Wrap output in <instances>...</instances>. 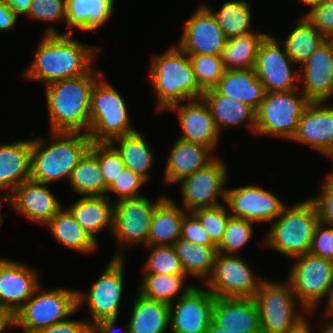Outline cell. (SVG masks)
Returning a JSON list of instances; mask_svg holds the SVG:
<instances>
[{"mask_svg": "<svg viewBox=\"0 0 333 333\" xmlns=\"http://www.w3.org/2000/svg\"><path fill=\"white\" fill-rule=\"evenodd\" d=\"M224 203L232 217L255 223L276 220L286 206L274 193L252 184L227 189Z\"/></svg>", "mask_w": 333, "mask_h": 333, "instance_id": "2e32d148", "label": "cell"}, {"mask_svg": "<svg viewBox=\"0 0 333 333\" xmlns=\"http://www.w3.org/2000/svg\"><path fill=\"white\" fill-rule=\"evenodd\" d=\"M215 296L206 287H191L170 304L172 333H205L212 321Z\"/></svg>", "mask_w": 333, "mask_h": 333, "instance_id": "ac0fdd59", "label": "cell"}, {"mask_svg": "<svg viewBox=\"0 0 333 333\" xmlns=\"http://www.w3.org/2000/svg\"><path fill=\"white\" fill-rule=\"evenodd\" d=\"M31 139L0 144V191L12 192L30 179Z\"/></svg>", "mask_w": 333, "mask_h": 333, "instance_id": "f1b7e54d", "label": "cell"}, {"mask_svg": "<svg viewBox=\"0 0 333 333\" xmlns=\"http://www.w3.org/2000/svg\"><path fill=\"white\" fill-rule=\"evenodd\" d=\"M18 16H28L32 0H3Z\"/></svg>", "mask_w": 333, "mask_h": 333, "instance_id": "9f6ffc18", "label": "cell"}, {"mask_svg": "<svg viewBox=\"0 0 333 333\" xmlns=\"http://www.w3.org/2000/svg\"><path fill=\"white\" fill-rule=\"evenodd\" d=\"M186 278V275L144 273L138 292L146 298L171 304L194 286L184 285Z\"/></svg>", "mask_w": 333, "mask_h": 333, "instance_id": "74e56055", "label": "cell"}, {"mask_svg": "<svg viewBox=\"0 0 333 333\" xmlns=\"http://www.w3.org/2000/svg\"><path fill=\"white\" fill-rule=\"evenodd\" d=\"M305 13L308 21L326 38L333 35V0H319Z\"/></svg>", "mask_w": 333, "mask_h": 333, "instance_id": "c3c4849f", "label": "cell"}, {"mask_svg": "<svg viewBox=\"0 0 333 333\" xmlns=\"http://www.w3.org/2000/svg\"><path fill=\"white\" fill-rule=\"evenodd\" d=\"M212 321L232 332L261 333L260 312L255 298L215 297Z\"/></svg>", "mask_w": 333, "mask_h": 333, "instance_id": "cb8c5ba5", "label": "cell"}, {"mask_svg": "<svg viewBox=\"0 0 333 333\" xmlns=\"http://www.w3.org/2000/svg\"><path fill=\"white\" fill-rule=\"evenodd\" d=\"M15 327V315L8 309L0 305V333H5L7 328Z\"/></svg>", "mask_w": 333, "mask_h": 333, "instance_id": "6f0895ef", "label": "cell"}, {"mask_svg": "<svg viewBox=\"0 0 333 333\" xmlns=\"http://www.w3.org/2000/svg\"><path fill=\"white\" fill-rule=\"evenodd\" d=\"M204 5L212 12L227 39L255 32L251 27L252 7L247 1H225L216 12Z\"/></svg>", "mask_w": 333, "mask_h": 333, "instance_id": "ab89813d", "label": "cell"}, {"mask_svg": "<svg viewBox=\"0 0 333 333\" xmlns=\"http://www.w3.org/2000/svg\"><path fill=\"white\" fill-rule=\"evenodd\" d=\"M279 43L268 34L258 50L254 70L265 92L291 91L300 87L299 71L293 69L295 63Z\"/></svg>", "mask_w": 333, "mask_h": 333, "instance_id": "9a60e30c", "label": "cell"}, {"mask_svg": "<svg viewBox=\"0 0 333 333\" xmlns=\"http://www.w3.org/2000/svg\"><path fill=\"white\" fill-rule=\"evenodd\" d=\"M310 102L291 141L303 143L333 161V105Z\"/></svg>", "mask_w": 333, "mask_h": 333, "instance_id": "d6986e66", "label": "cell"}, {"mask_svg": "<svg viewBox=\"0 0 333 333\" xmlns=\"http://www.w3.org/2000/svg\"><path fill=\"white\" fill-rule=\"evenodd\" d=\"M17 19L18 16L11 8L3 0H0V31L10 30L15 26Z\"/></svg>", "mask_w": 333, "mask_h": 333, "instance_id": "db71d44e", "label": "cell"}, {"mask_svg": "<svg viewBox=\"0 0 333 333\" xmlns=\"http://www.w3.org/2000/svg\"><path fill=\"white\" fill-rule=\"evenodd\" d=\"M186 276L207 281L212 274L217 246L198 245L179 239L174 244Z\"/></svg>", "mask_w": 333, "mask_h": 333, "instance_id": "8d00e7d4", "label": "cell"}, {"mask_svg": "<svg viewBox=\"0 0 333 333\" xmlns=\"http://www.w3.org/2000/svg\"><path fill=\"white\" fill-rule=\"evenodd\" d=\"M294 333H312L310 323L307 322L302 328H300Z\"/></svg>", "mask_w": 333, "mask_h": 333, "instance_id": "6125c7cd", "label": "cell"}, {"mask_svg": "<svg viewBox=\"0 0 333 333\" xmlns=\"http://www.w3.org/2000/svg\"><path fill=\"white\" fill-rule=\"evenodd\" d=\"M12 208L31 222L46 225L63 206L48 184L28 179L12 191Z\"/></svg>", "mask_w": 333, "mask_h": 333, "instance_id": "603a6c76", "label": "cell"}, {"mask_svg": "<svg viewBox=\"0 0 333 333\" xmlns=\"http://www.w3.org/2000/svg\"><path fill=\"white\" fill-rule=\"evenodd\" d=\"M310 101L294 89L291 91L265 92L256 111L255 135H270L291 140L298 121Z\"/></svg>", "mask_w": 333, "mask_h": 333, "instance_id": "30bf717a", "label": "cell"}, {"mask_svg": "<svg viewBox=\"0 0 333 333\" xmlns=\"http://www.w3.org/2000/svg\"><path fill=\"white\" fill-rule=\"evenodd\" d=\"M125 258H111L104 272L93 285L83 293L77 290V310L88 305L91 325L105 320L118 319L120 305L124 293Z\"/></svg>", "mask_w": 333, "mask_h": 333, "instance_id": "8fae6325", "label": "cell"}, {"mask_svg": "<svg viewBox=\"0 0 333 333\" xmlns=\"http://www.w3.org/2000/svg\"><path fill=\"white\" fill-rule=\"evenodd\" d=\"M45 226L52 236L68 249L82 254H92L98 243L76 222L71 213L62 208Z\"/></svg>", "mask_w": 333, "mask_h": 333, "instance_id": "d6a6232c", "label": "cell"}, {"mask_svg": "<svg viewBox=\"0 0 333 333\" xmlns=\"http://www.w3.org/2000/svg\"><path fill=\"white\" fill-rule=\"evenodd\" d=\"M144 184H146V181L142 177L125 167L118 177L108 186L106 196L112 200L109 193L117 194L115 202L122 199L141 197L142 195L139 194V191Z\"/></svg>", "mask_w": 333, "mask_h": 333, "instance_id": "bcb514c9", "label": "cell"}, {"mask_svg": "<svg viewBox=\"0 0 333 333\" xmlns=\"http://www.w3.org/2000/svg\"><path fill=\"white\" fill-rule=\"evenodd\" d=\"M310 253L333 262V226L316 225Z\"/></svg>", "mask_w": 333, "mask_h": 333, "instance_id": "f907efd6", "label": "cell"}, {"mask_svg": "<svg viewBox=\"0 0 333 333\" xmlns=\"http://www.w3.org/2000/svg\"><path fill=\"white\" fill-rule=\"evenodd\" d=\"M178 204L166 196L155 207L147 245L174 246L181 238L182 221L188 212Z\"/></svg>", "mask_w": 333, "mask_h": 333, "instance_id": "f546056e", "label": "cell"}, {"mask_svg": "<svg viewBox=\"0 0 333 333\" xmlns=\"http://www.w3.org/2000/svg\"><path fill=\"white\" fill-rule=\"evenodd\" d=\"M177 45L188 55L221 56L227 38L212 12L200 4L192 16L185 20Z\"/></svg>", "mask_w": 333, "mask_h": 333, "instance_id": "e0dca14e", "label": "cell"}, {"mask_svg": "<svg viewBox=\"0 0 333 333\" xmlns=\"http://www.w3.org/2000/svg\"><path fill=\"white\" fill-rule=\"evenodd\" d=\"M128 326L131 333H165L170 329V304L137 292Z\"/></svg>", "mask_w": 333, "mask_h": 333, "instance_id": "1f68e13d", "label": "cell"}, {"mask_svg": "<svg viewBox=\"0 0 333 333\" xmlns=\"http://www.w3.org/2000/svg\"><path fill=\"white\" fill-rule=\"evenodd\" d=\"M165 197L158 198L154 203L146 196L113 201V229L111 234L120 248L112 258H126L122 250H126L127 247L139 244L147 245L154 209Z\"/></svg>", "mask_w": 333, "mask_h": 333, "instance_id": "7c38bea8", "label": "cell"}, {"mask_svg": "<svg viewBox=\"0 0 333 333\" xmlns=\"http://www.w3.org/2000/svg\"><path fill=\"white\" fill-rule=\"evenodd\" d=\"M199 86L205 91L214 88L225 72L221 56L188 55Z\"/></svg>", "mask_w": 333, "mask_h": 333, "instance_id": "7bdbcfd3", "label": "cell"}, {"mask_svg": "<svg viewBox=\"0 0 333 333\" xmlns=\"http://www.w3.org/2000/svg\"><path fill=\"white\" fill-rule=\"evenodd\" d=\"M117 319H105L92 325V333H114L116 330ZM125 333H131L130 328L127 324Z\"/></svg>", "mask_w": 333, "mask_h": 333, "instance_id": "11a10c76", "label": "cell"}, {"mask_svg": "<svg viewBox=\"0 0 333 333\" xmlns=\"http://www.w3.org/2000/svg\"><path fill=\"white\" fill-rule=\"evenodd\" d=\"M207 104L218 131L247 122L255 135L256 111L249 105L221 95L215 88L205 90L201 97Z\"/></svg>", "mask_w": 333, "mask_h": 333, "instance_id": "4316f807", "label": "cell"}, {"mask_svg": "<svg viewBox=\"0 0 333 333\" xmlns=\"http://www.w3.org/2000/svg\"><path fill=\"white\" fill-rule=\"evenodd\" d=\"M330 311H333V290H332V294L330 296Z\"/></svg>", "mask_w": 333, "mask_h": 333, "instance_id": "e7e4bbea", "label": "cell"}, {"mask_svg": "<svg viewBox=\"0 0 333 333\" xmlns=\"http://www.w3.org/2000/svg\"><path fill=\"white\" fill-rule=\"evenodd\" d=\"M205 333H239V332H232L230 330H225V328L218 326L213 321H211Z\"/></svg>", "mask_w": 333, "mask_h": 333, "instance_id": "91938a15", "label": "cell"}, {"mask_svg": "<svg viewBox=\"0 0 333 333\" xmlns=\"http://www.w3.org/2000/svg\"><path fill=\"white\" fill-rule=\"evenodd\" d=\"M309 199L316 207L319 222L333 226V170L327 175L319 194Z\"/></svg>", "mask_w": 333, "mask_h": 333, "instance_id": "681fc988", "label": "cell"}, {"mask_svg": "<svg viewBox=\"0 0 333 333\" xmlns=\"http://www.w3.org/2000/svg\"><path fill=\"white\" fill-rule=\"evenodd\" d=\"M254 236V224L243 218L230 217L217 252L236 255Z\"/></svg>", "mask_w": 333, "mask_h": 333, "instance_id": "b9f144b4", "label": "cell"}, {"mask_svg": "<svg viewBox=\"0 0 333 333\" xmlns=\"http://www.w3.org/2000/svg\"><path fill=\"white\" fill-rule=\"evenodd\" d=\"M150 252L143 273L185 275L174 246L146 245Z\"/></svg>", "mask_w": 333, "mask_h": 333, "instance_id": "60d3db41", "label": "cell"}, {"mask_svg": "<svg viewBox=\"0 0 333 333\" xmlns=\"http://www.w3.org/2000/svg\"><path fill=\"white\" fill-rule=\"evenodd\" d=\"M250 268L237 255L217 252L207 289L218 298H254L264 279Z\"/></svg>", "mask_w": 333, "mask_h": 333, "instance_id": "5bb4252c", "label": "cell"}, {"mask_svg": "<svg viewBox=\"0 0 333 333\" xmlns=\"http://www.w3.org/2000/svg\"><path fill=\"white\" fill-rule=\"evenodd\" d=\"M4 195H2L3 197L0 198V227L3 225L4 223V220H3V217H2V214H1V206H2V203H5V202H10V204L12 205V192H2Z\"/></svg>", "mask_w": 333, "mask_h": 333, "instance_id": "94428289", "label": "cell"}, {"mask_svg": "<svg viewBox=\"0 0 333 333\" xmlns=\"http://www.w3.org/2000/svg\"><path fill=\"white\" fill-rule=\"evenodd\" d=\"M221 95L240 101L258 110L264 99L263 84L257 79L254 68L244 70H225L214 87Z\"/></svg>", "mask_w": 333, "mask_h": 333, "instance_id": "4dcf8cb0", "label": "cell"}, {"mask_svg": "<svg viewBox=\"0 0 333 333\" xmlns=\"http://www.w3.org/2000/svg\"><path fill=\"white\" fill-rule=\"evenodd\" d=\"M114 4V0H66L67 32H58L53 26L48 25L43 33L72 34V29L83 32L98 30L110 20Z\"/></svg>", "mask_w": 333, "mask_h": 333, "instance_id": "484cf974", "label": "cell"}, {"mask_svg": "<svg viewBox=\"0 0 333 333\" xmlns=\"http://www.w3.org/2000/svg\"><path fill=\"white\" fill-rule=\"evenodd\" d=\"M98 159L105 184L109 186L126 167L110 143H91L89 149Z\"/></svg>", "mask_w": 333, "mask_h": 333, "instance_id": "f6af8a7d", "label": "cell"}, {"mask_svg": "<svg viewBox=\"0 0 333 333\" xmlns=\"http://www.w3.org/2000/svg\"><path fill=\"white\" fill-rule=\"evenodd\" d=\"M328 40L333 44V35Z\"/></svg>", "mask_w": 333, "mask_h": 333, "instance_id": "03108f58", "label": "cell"}, {"mask_svg": "<svg viewBox=\"0 0 333 333\" xmlns=\"http://www.w3.org/2000/svg\"><path fill=\"white\" fill-rule=\"evenodd\" d=\"M208 232L212 242L218 246L223 239L231 215L227 206L221 204L210 208H200L192 212Z\"/></svg>", "mask_w": 333, "mask_h": 333, "instance_id": "ee69618b", "label": "cell"}, {"mask_svg": "<svg viewBox=\"0 0 333 333\" xmlns=\"http://www.w3.org/2000/svg\"><path fill=\"white\" fill-rule=\"evenodd\" d=\"M77 311V290L62 287L41 290L39 286L15 314V328L23 329L21 333H38Z\"/></svg>", "mask_w": 333, "mask_h": 333, "instance_id": "9c48e42d", "label": "cell"}, {"mask_svg": "<svg viewBox=\"0 0 333 333\" xmlns=\"http://www.w3.org/2000/svg\"><path fill=\"white\" fill-rule=\"evenodd\" d=\"M318 1H319V0H297V3H298V4H299V3H300V4L303 3L304 5L310 7V6L314 5V4H316Z\"/></svg>", "mask_w": 333, "mask_h": 333, "instance_id": "be15d7a7", "label": "cell"}, {"mask_svg": "<svg viewBox=\"0 0 333 333\" xmlns=\"http://www.w3.org/2000/svg\"><path fill=\"white\" fill-rule=\"evenodd\" d=\"M209 147L178 138L172 146L164 169V184H177L196 170L206 167L217 155Z\"/></svg>", "mask_w": 333, "mask_h": 333, "instance_id": "d4e9b609", "label": "cell"}, {"mask_svg": "<svg viewBox=\"0 0 333 333\" xmlns=\"http://www.w3.org/2000/svg\"><path fill=\"white\" fill-rule=\"evenodd\" d=\"M102 74L94 83L91 94L90 128L92 143L112 140L137 131L130 125L126 103L118 91Z\"/></svg>", "mask_w": 333, "mask_h": 333, "instance_id": "8992f818", "label": "cell"}, {"mask_svg": "<svg viewBox=\"0 0 333 333\" xmlns=\"http://www.w3.org/2000/svg\"><path fill=\"white\" fill-rule=\"evenodd\" d=\"M323 317L327 319V322L321 328L320 333H333V311H324ZM330 318V319H329ZM329 319V321H328Z\"/></svg>", "mask_w": 333, "mask_h": 333, "instance_id": "680465c9", "label": "cell"}, {"mask_svg": "<svg viewBox=\"0 0 333 333\" xmlns=\"http://www.w3.org/2000/svg\"><path fill=\"white\" fill-rule=\"evenodd\" d=\"M293 260L294 265L289 270L287 281L290 283L301 309L307 310L312 315L318 308V303L325 297L327 305L324 311H330L333 262L310 252Z\"/></svg>", "mask_w": 333, "mask_h": 333, "instance_id": "ba28073f", "label": "cell"}, {"mask_svg": "<svg viewBox=\"0 0 333 333\" xmlns=\"http://www.w3.org/2000/svg\"><path fill=\"white\" fill-rule=\"evenodd\" d=\"M181 239L198 245L216 246L209 237L208 232L202 226L200 220L188 212L182 221Z\"/></svg>", "mask_w": 333, "mask_h": 333, "instance_id": "816d5d0a", "label": "cell"}, {"mask_svg": "<svg viewBox=\"0 0 333 333\" xmlns=\"http://www.w3.org/2000/svg\"><path fill=\"white\" fill-rule=\"evenodd\" d=\"M138 130L118 137L110 142L121 156L126 168L142 177L146 182L150 179L154 154L151 145Z\"/></svg>", "mask_w": 333, "mask_h": 333, "instance_id": "836d02e7", "label": "cell"}, {"mask_svg": "<svg viewBox=\"0 0 333 333\" xmlns=\"http://www.w3.org/2000/svg\"><path fill=\"white\" fill-rule=\"evenodd\" d=\"M315 205L310 199L285 206L264 236L263 245L292 259L309 253L316 225Z\"/></svg>", "mask_w": 333, "mask_h": 333, "instance_id": "5b68a950", "label": "cell"}, {"mask_svg": "<svg viewBox=\"0 0 333 333\" xmlns=\"http://www.w3.org/2000/svg\"><path fill=\"white\" fill-rule=\"evenodd\" d=\"M38 333H92V325L87 320H64L41 329Z\"/></svg>", "mask_w": 333, "mask_h": 333, "instance_id": "f5cc1de1", "label": "cell"}, {"mask_svg": "<svg viewBox=\"0 0 333 333\" xmlns=\"http://www.w3.org/2000/svg\"><path fill=\"white\" fill-rule=\"evenodd\" d=\"M106 196H82L67 209L76 222L98 243L97 233H112L114 203Z\"/></svg>", "mask_w": 333, "mask_h": 333, "instance_id": "83f0119b", "label": "cell"}, {"mask_svg": "<svg viewBox=\"0 0 333 333\" xmlns=\"http://www.w3.org/2000/svg\"><path fill=\"white\" fill-rule=\"evenodd\" d=\"M254 298L260 312L261 333H294L309 321L304 317L309 312L297 309L296 304L300 303L288 281L263 280Z\"/></svg>", "mask_w": 333, "mask_h": 333, "instance_id": "52a82bcc", "label": "cell"}, {"mask_svg": "<svg viewBox=\"0 0 333 333\" xmlns=\"http://www.w3.org/2000/svg\"><path fill=\"white\" fill-rule=\"evenodd\" d=\"M38 275L33 267L0 258V305L15 315L40 286Z\"/></svg>", "mask_w": 333, "mask_h": 333, "instance_id": "44dd1931", "label": "cell"}, {"mask_svg": "<svg viewBox=\"0 0 333 333\" xmlns=\"http://www.w3.org/2000/svg\"><path fill=\"white\" fill-rule=\"evenodd\" d=\"M69 182L73 191L82 196H104L108 189L99 161L90 150L72 170Z\"/></svg>", "mask_w": 333, "mask_h": 333, "instance_id": "f35d334b", "label": "cell"}, {"mask_svg": "<svg viewBox=\"0 0 333 333\" xmlns=\"http://www.w3.org/2000/svg\"><path fill=\"white\" fill-rule=\"evenodd\" d=\"M49 136V145L42 137L31 139L30 179L44 184L69 180L72 170L90 149L91 139L83 132H50Z\"/></svg>", "mask_w": 333, "mask_h": 333, "instance_id": "277c9868", "label": "cell"}, {"mask_svg": "<svg viewBox=\"0 0 333 333\" xmlns=\"http://www.w3.org/2000/svg\"><path fill=\"white\" fill-rule=\"evenodd\" d=\"M27 18L51 23L66 21V0H32Z\"/></svg>", "mask_w": 333, "mask_h": 333, "instance_id": "7dc6e473", "label": "cell"}, {"mask_svg": "<svg viewBox=\"0 0 333 333\" xmlns=\"http://www.w3.org/2000/svg\"><path fill=\"white\" fill-rule=\"evenodd\" d=\"M299 90L310 102H329L333 96V44L327 39L300 66Z\"/></svg>", "mask_w": 333, "mask_h": 333, "instance_id": "ffe728a7", "label": "cell"}, {"mask_svg": "<svg viewBox=\"0 0 333 333\" xmlns=\"http://www.w3.org/2000/svg\"><path fill=\"white\" fill-rule=\"evenodd\" d=\"M267 35L256 31L227 39L221 54L225 70L254 68L260 44Z\"/></svg>", "mask_w": 333, "mask_h": 333, "instance_id": "e575fe53", "label": "cell"}, {"mask_svg": "<svg viewBox=\"0 0 333 333\" xmlns=\"http://www.w3.org/2000/svg\"><path fill=\"white\" fill-rule=\"evenodd\" d=\"M103 73L92 68L88 73L49 83L45 87L50 132L88 134L91 94Z\"/></svg>", "mask_w": 333, "mask_h": 333, "instance_id": "7a4b0ae2", "label": "cell"}, {"mask_svg": "<svg viewBox=\"0 0 333 333\" xmlns=\"http://www.w3.org/2000/svg\"><path fill=\"white\" fill-rule=\"evenodd\" d=\"M227 171V164L218 156L206 167L177 182L181 187L182 208L193 212L200 208L221 205L217 198L225 202Z\"/></svg>", "mask_w": 333, "mask_h": 333, "instance_id": "4fadbf2b", "label": "cell"}, {"mask_svg": "<svg viewBox=\"0 0 333 333\" xmlns=\"http://www.w3.org/2000/svg\"><path fill=\"white\" fill-rule=\"evenodd\" d=\"M296 26L280 42L290 59L302 66L314 51L327 39L302 15L298 17Z\"/></svg>", "mask_w": 333, "mask_h": 333, "instance_id": "d590c367", "label": "cell"}, {"mask_svg": "<svg viewBox=\"0 0 333 333\" xmlns=\"http://www.w3.org/2000/svg\"><path fill=\"white\" fill-rule=\"evenodd\" d=\"M41 39L23 75L45 86L88 73L100 52L99 47L84 45L71 34H43Z\"/></svg>", "mask_w": 333, "mask_h": 333, "instance_id": "6da1fadb", "label": "cell"}, {"mask_svg": "<svg viewBox=\"0 0 333 333\" xmlns=\"http://www.w3.org/2000/svg\"><path fill=\"white\" fill-rule=\"evenodd\" d=\"M166 111L177 113L179 126L182 129L179 139L201 144L215 151L221 134L202 98L192 99L184 104L181 102L174 104Z\"/></svg>", "mask_w": 333, "mask_h": 333, "instance_id": "7402d4cb", "label": "cell"}, {"mask_svg": "<svg viewBox=\"0 0 333 333\" xmlns=\"http://www.w3.org/2000/svg\"><path fill=\"white\" fill-rule=\"evenodd\" d=\"M147 80L156 93L157 111H166L170 106L202 97L204 90L199 86L189 56L177 44L163 54L150 58Z\"/></svg>", "mask_w": 333, "mask_h": 333, "instance_id": "3957f363", "label": "cell"}]
</instances>
